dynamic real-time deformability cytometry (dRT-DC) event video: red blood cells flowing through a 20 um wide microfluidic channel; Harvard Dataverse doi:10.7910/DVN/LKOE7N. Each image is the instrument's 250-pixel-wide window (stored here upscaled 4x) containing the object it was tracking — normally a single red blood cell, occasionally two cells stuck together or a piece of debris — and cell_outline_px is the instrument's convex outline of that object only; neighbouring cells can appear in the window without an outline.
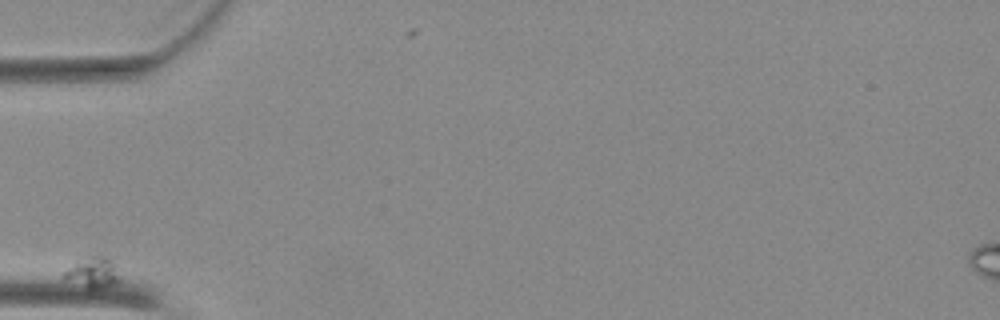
{"species": "Egyptian fruit bat (a non-hibernating species)", "species_latin": "Rousettus aegyptiacus", "temperature_condition": "warm", "stored_images_in_passage": 38, "camera_frame_rate_fps": 3000, "um_per_image_px": 0.085, "animal": {"sex": "female"}, "frame": {"image": 1, "passage_image": 1, "time_ms": 0.0, "image_size_px": [1000, 320], "cell_outline_px": [[120, 284], [92, 296], [64, 280], [60, 276], [80, 256], [92, 252], [100, 252], [108, 256], [120, 268]], "centroid_in_image_um": [7.92, 23.24], "position_along_channel_um": 77.1, "area_um2": 12.54}}
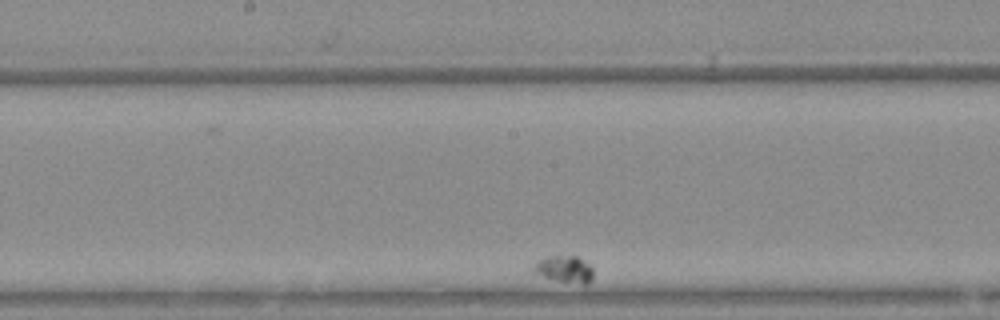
{"frame": {"image": 2, "passage_image": 19, "time_ms": 6.0, "image_size_px": [1000, 320], "cell_outline_px": [[592, 280], [584, 296], [532, 272], [532, 264], [536, 260], [548, 256], [576, 256], [588, 264], [592, 268]], "centroid_in_image_um": [48.05, 23.13], "position_along_channel_um": 200.2, "area_um2": 11.39}}
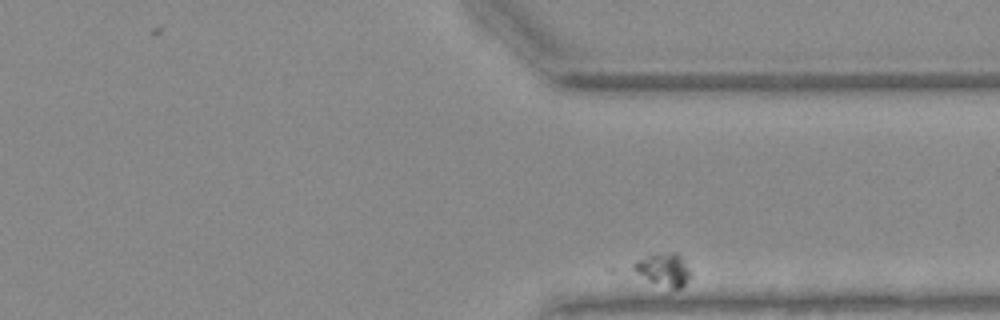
{"frame": {"image": 3, "passage_image": 37, "time_ms": 12.0, "image_size_px": [1000, 320], "cell_outline_px": [[688, 276], [684, 284], [680, 288], [672, 288], [648, 280], [632, 264], [636, 260], [648, 256], [668, 252], [676, 252], [684, 260], [688, 268]], "centroid_in_image_um": [56.43, 22.88], "position_along_channel_um": 355.0, "area_um2": 10.06}}